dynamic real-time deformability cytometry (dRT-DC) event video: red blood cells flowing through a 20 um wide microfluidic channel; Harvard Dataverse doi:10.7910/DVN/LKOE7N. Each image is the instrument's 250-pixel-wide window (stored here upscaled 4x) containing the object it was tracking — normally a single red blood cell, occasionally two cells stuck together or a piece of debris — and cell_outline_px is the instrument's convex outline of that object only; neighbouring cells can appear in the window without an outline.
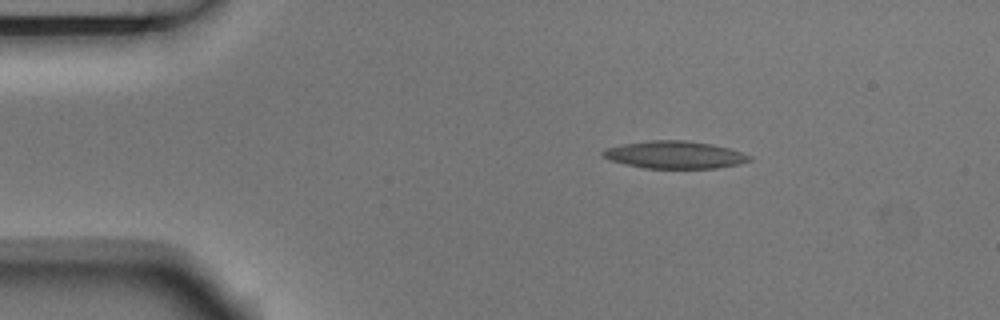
{"species": "Egyptian fruit bat (a non-hibernating species)", "species_latin": "Rousettus aegyptiacus", "temperature_condition": "room temperature", "stored_images_in_passage": 8, "camera_frame_rate_fps": 3000, "um_per_image_px": 0.085, "animal": {"sex": "male"}, "frame": {"image": 1, "passage_image": 3, "time_ms": 0.667, "image_size_px": [1000, 320], "cell_outline_px": [[752, 160], [740, 164], [716, 168], [644, 168], [624, 164], [600, 156], [600, 152], [604, 148], [624, 144], [648, 140], [684, 140], [712, 144], [728, 148], [752, 156]], "centroid_in_image_um": [57.32, 13.16], "position_along_channel_um": 27.7, "area_um2": 23.52}}
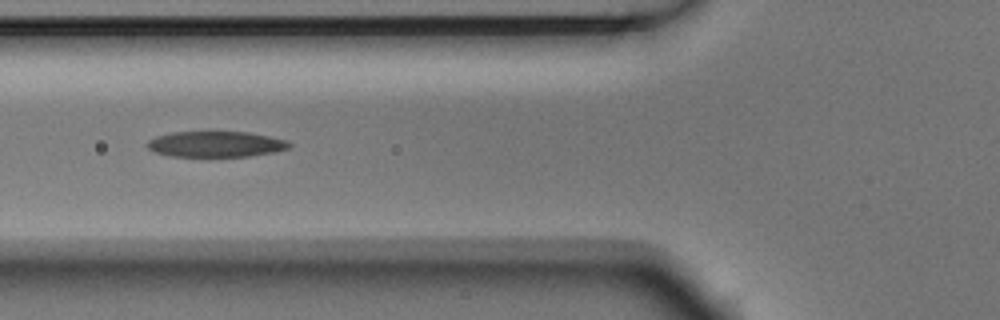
{"frame": {"image": 2, "passage_image": 6, "time_ms": 1.667, "image_size_px": [1000, 320], "cell_outline_px": [[292, 144], [288, 148], [276, 152], [248, 156], [172, 156], [156, 152], [148, 148], [144, 144], [148, 140], [156, 136], [172, 132], [248, 132], [288, 140]], "centroid_in_image_um": [18.34, 12.25], "position_along_channel_um": 107.5, "area_um2": 21.27}}
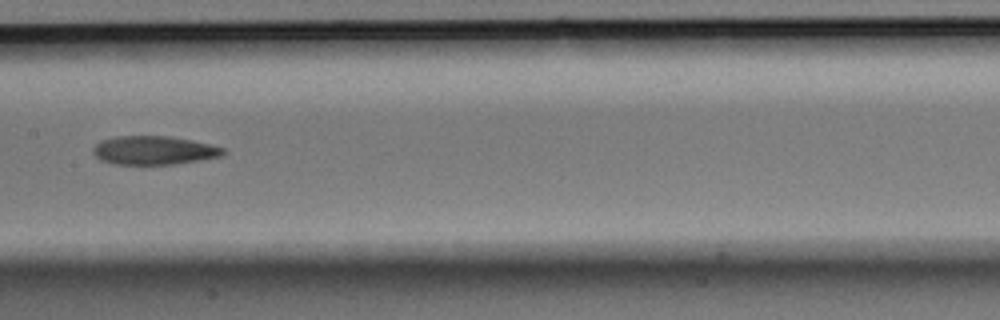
{"frame": {"image": 3, "passage_image": 8, "time_ms": 2.333, "image_size_px": [1000, 320], "cell_outline_px": [[224, 152], [220, 156], [200, 160], [172, 164], [112, 164], [100, 160], [92, 152], [92, 148], [100, 140], [116, 136], [168, 136], [208, 144], [224, 148]], "centroid_in_image_um": [13.0, 12.78], "position_along_channel_um": 194.4, "area_um2": 21.5}}